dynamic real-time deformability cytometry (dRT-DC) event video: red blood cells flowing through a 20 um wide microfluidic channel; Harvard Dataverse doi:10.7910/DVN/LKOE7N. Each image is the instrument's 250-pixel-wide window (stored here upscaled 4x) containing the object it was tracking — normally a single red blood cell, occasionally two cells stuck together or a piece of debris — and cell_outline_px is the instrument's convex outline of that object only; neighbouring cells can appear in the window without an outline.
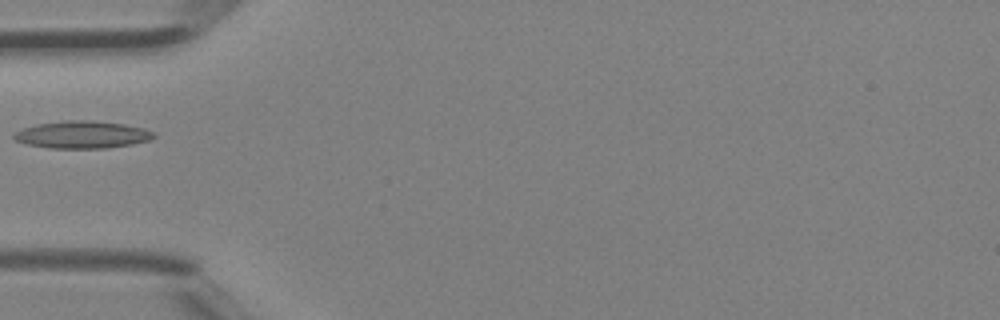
{"species": "Egyptian fruit bat (a non-hibernating species)", "species_latin": "Rousettus aegyptiacus", "temperature_condition": "room temperature", "stored_images_in_passage": 1, "camera_frame_rate_fps": 3000, "um_per_image_px": 0.085, "animal": {"sex": "female"}, "frame": {"image": 1, "passage_image": 1, "time_ms": 0.0, "image_size_px": [1000, 320], "cell_outline_px": [[156, 136], [148, 140], [132, 144], [104, 148], [48, 148], [28, 144], [16, 140], [12, 136], [12, 132], [36, 124], [64, 120], [92, 120], [124, 124], [144, 128], [152, 132]], "centroid_in_image_um": [6.95, 11.44], "position_along_channel_um": 78.0, "area_um2": 22.25}}